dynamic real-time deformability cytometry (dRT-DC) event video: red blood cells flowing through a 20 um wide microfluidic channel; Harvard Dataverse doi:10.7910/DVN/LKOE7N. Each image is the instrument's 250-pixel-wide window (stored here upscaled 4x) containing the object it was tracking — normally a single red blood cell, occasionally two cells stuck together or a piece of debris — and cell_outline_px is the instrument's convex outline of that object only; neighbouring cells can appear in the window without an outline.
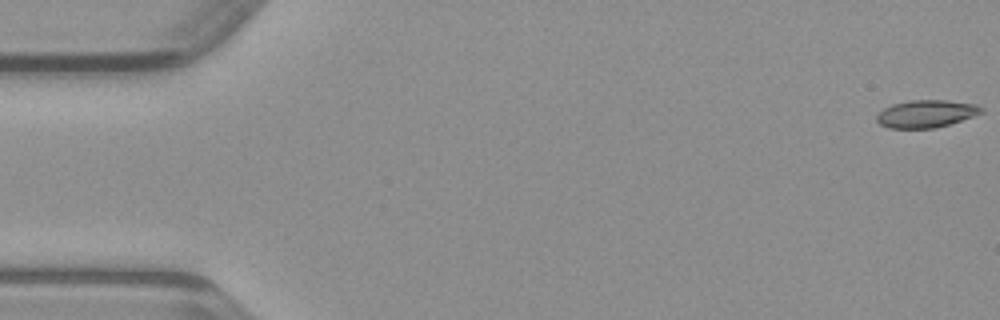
{"species": "common noctule bat (a hibernating species)", "species_latin": "Nyctalus noctula", "temperature_condition": "warm", "stored_images_in_passage": 48, "camera_frame_rate_fps": 3000, "um_per_image_px": 0.085, "animal": {"sex": "male", "body_mass_g": 23.1, "forearm_length_mm": 52.7}, "frame": {"image": 1, "passage_image": 1, "time_ms": 0.0, "image_size_px": [1000, 320], "cell_outline_px": [[984, 112], [936, 128], [888, 128], [880, 124], [876, 120], [876, 116], [884, 108], [892, 104], [908, 100], [948, 100], [976, 104], [984, 108]], "centroid_in_image_um": [78.72, 9.66], "position_along_channel_um": 6.3, "area_um2": 16.76}}
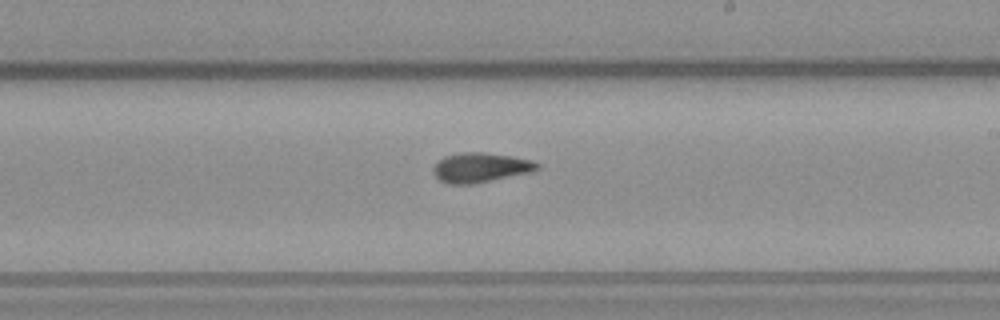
{"frame": {"image": 2, "passage_image": 28, "time_ms": 9.0, "image_size_px": [1000, 320], "cell_outline_px": [[540, 168], [532, 172], [472, 184], [448, 184], [440, 180], [432, 172], [432, 168], [444, 156], [460, 152], [484, 152], [512, 156], [532, 160], [540, 164]], "centroid_in_image_um": [40.85, 14.23], "position_along_channel_um": 248.1, "area_um2": 18.03}}
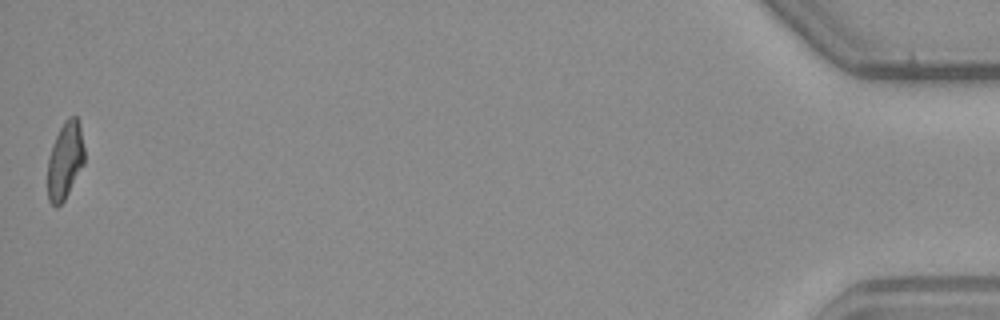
{"frame": {"image": 3, "passage_image": 48, "time_ms": 15.667, "image_size_px": [1000, 320], "cell_outline_px": [[84, 164], [64, 200], [56, 208], [48, 200], [48, 160], [52, 144], [64, 120], [68, 116], [76, 116], [80, 124], [84, 148]], "centroid_in_image_um": [5.53, 13.62], "position_along_channel_um": 429.7, "area_um2": 16.53}}